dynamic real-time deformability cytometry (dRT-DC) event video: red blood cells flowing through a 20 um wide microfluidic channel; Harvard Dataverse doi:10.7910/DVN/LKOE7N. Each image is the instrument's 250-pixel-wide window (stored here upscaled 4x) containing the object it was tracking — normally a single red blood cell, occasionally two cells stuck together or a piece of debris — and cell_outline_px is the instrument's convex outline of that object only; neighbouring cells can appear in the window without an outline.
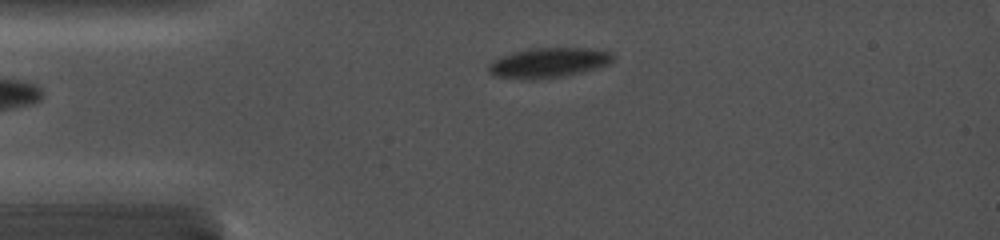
{"species": "common noctule bat (a hibernating species)", "species_latin": "Nyctalus noctula", "temperature_condition": "cold", "stored_images_in_passage": 28, "camera_frame_rate_fps": 5000, "um_per_image_px": 0.085, "animal": {"sex": "female", "body_mass_g": 19.0, "forearm_length_mm": 56.7}, "frame": {"image": 1, "passage_image": 6, "time_ms": 2.4, "image_size_px": [1000, 240], "cell_outline_px": [[612, 60], [608, 64], [596, 68], [580, 72], [560, 76], [532, 80], [492, 76], [488, 72], [488, 64], [492, 60], [500, 56], [512, 52], [528, 48], [588, 48], [612, 52]], "centroid_in_image_um": [46.54, 5.32], "position_along_channel_um": 38.5, "area_um2": 21.68}}
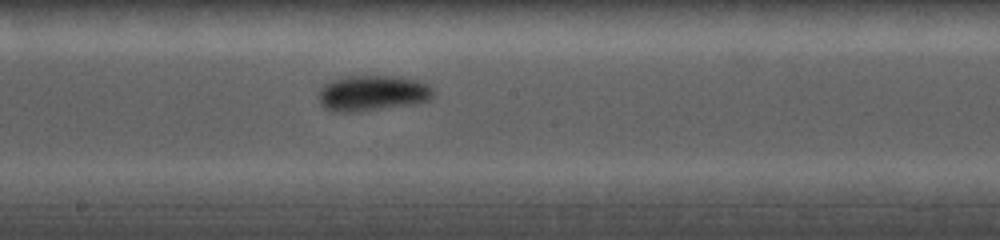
{"frame": {"image": 2, "passage_image": 15, "time_ms": 7.6, "image_size_px": [1000, 240], "cell_outline_px": [[432, 96], [428, 100], [416, 104], [360, 112], [336, 112], [324, 108], [320, 104], [316, 96], [324, 84], [332, 80], [348, 76], [400, 76], [420, 80], [428, 84], [432, 88]], "centroid_in_image_um": [31.64, 7.92], "position_along_channel_um": 216.6, "area_um2": 24.28}}
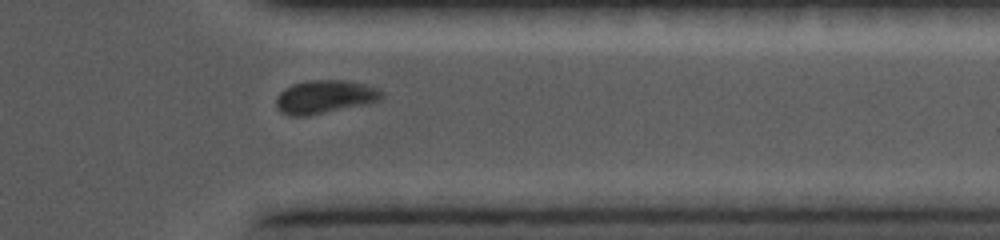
{"frame": {"image": 3, "passage_image": 25, "time_ms": 11.8, "image_size_px": [1000, 240], "cell_outline_px": [[384, 96], [380, 100], [368, 104], [308, 116], [288, 116], [280, 112], [276, 108], [276, 96], [284, 88], [292, 84], [308, 80], [348, 80], [364, 84], [376, 88], [384, 92]], "centroid_in_image_um": [27.59, 8.24], "position_along_channel_um": 383.8, "area_um2": 20.87}}